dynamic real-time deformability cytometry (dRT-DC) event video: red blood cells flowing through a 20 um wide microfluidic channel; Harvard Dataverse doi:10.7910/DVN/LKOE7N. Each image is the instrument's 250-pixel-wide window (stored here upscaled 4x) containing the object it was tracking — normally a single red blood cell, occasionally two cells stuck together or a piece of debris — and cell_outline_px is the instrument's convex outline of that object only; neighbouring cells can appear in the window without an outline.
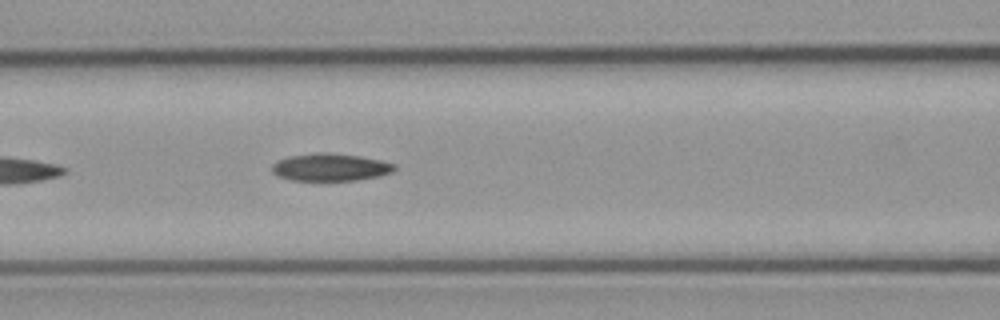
{"species": "common noctule bat (a hibernating species)", "species_latin": "Nyctalus noctula", "temperature_condition": "cold", "stored_images_in_passage": 6, "camera_frame_rate_fps": 3000, "um_per_image_px": 0.085, "animal": {"sex": "male", "body_mass_g": 23.1, "forearm_length_mm": 52.7}, "frame": {"image": 1, "passage_image": 6, "time_ms": 6.0, "image_size_px": [1000, 320], "cell_outline_px": [[396, 168], [392, 172], [380, 176], [356, 180], [292, 180], [280, 176], [272, 172], [272, 164], [288, 156], [316, 152], [324, 152], [360, 156], [380, 160], [396, 164]], "centroid_in_image_um": [28.1, 14.2], "position_along_channel_um": 138.5, "area_um2": 19.54}}